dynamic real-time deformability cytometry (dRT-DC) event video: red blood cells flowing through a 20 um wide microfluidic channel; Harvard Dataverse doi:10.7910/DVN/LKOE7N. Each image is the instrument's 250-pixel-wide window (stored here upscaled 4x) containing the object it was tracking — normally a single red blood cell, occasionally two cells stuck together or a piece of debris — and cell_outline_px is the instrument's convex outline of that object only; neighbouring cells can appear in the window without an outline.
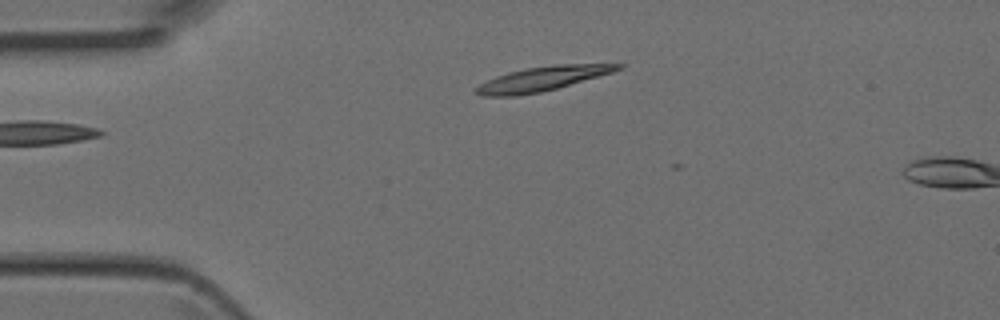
{"species": "Egyptian fruit bat (a non-hibernating species)", "species_latin": "Rousettus aegyptiacus", "temperature_condition": "room temperature", "stored_images_in_passage": 4, "camera_frame_rate_fps": 3000, "um_per_image_px": 0.085, "animal": {"sex": "female"}, "frame": {"image": 1, "passage_image": 4, "time_ms": 1.0, "image_size_px": [1000, 320], "cell_outline_px": [[628, 64], [624, 68], [612, 72], [556, 88], [540, 92], [516, 96], [480, 96], [472, 88], [496, 76], [508, 72], [528, 68], [556, 64]], "centroid_in_image_um": [46.07, 6.69], "position_along_channel_um": 38.9, "area_um2": 19.94}}